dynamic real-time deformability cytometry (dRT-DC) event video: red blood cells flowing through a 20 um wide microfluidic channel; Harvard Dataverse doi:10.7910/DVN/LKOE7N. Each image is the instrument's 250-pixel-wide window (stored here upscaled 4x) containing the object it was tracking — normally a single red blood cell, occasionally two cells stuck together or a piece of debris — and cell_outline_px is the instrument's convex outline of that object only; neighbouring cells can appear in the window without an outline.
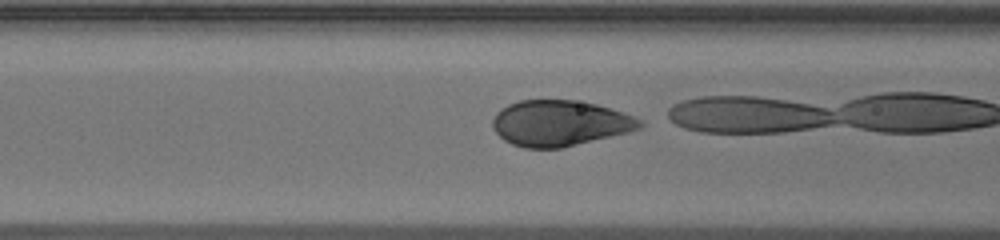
{"species": "human", "species_latin": "Homo sapiens", "temperature_condition": "warm", "stored_images_in_passage": 9, "camera_frame_rate_fps": 3000, "um_per_image_px": 0.085, "donor": {"sex": "male"}, "frame": {"image": 1, "passage_image": 3, "time_ms": 0.667, "image_size_px": [1000, 240], "cell_outline_px": [[644, 124], [640, 128], [628, 132], [560, 148], [524, 148], [512, 144], [504, 140], [492, 128], [492, 120], [496, 112], [500, 108], [508, 104], [520, 100], [572, 100], [596, 104], [624, 112], [636, 116], [644, 120]], "centroid_in_image_um": [47.58, 10.46], "position_along_channel_um": 119.0, "area_um2": 39.36}}